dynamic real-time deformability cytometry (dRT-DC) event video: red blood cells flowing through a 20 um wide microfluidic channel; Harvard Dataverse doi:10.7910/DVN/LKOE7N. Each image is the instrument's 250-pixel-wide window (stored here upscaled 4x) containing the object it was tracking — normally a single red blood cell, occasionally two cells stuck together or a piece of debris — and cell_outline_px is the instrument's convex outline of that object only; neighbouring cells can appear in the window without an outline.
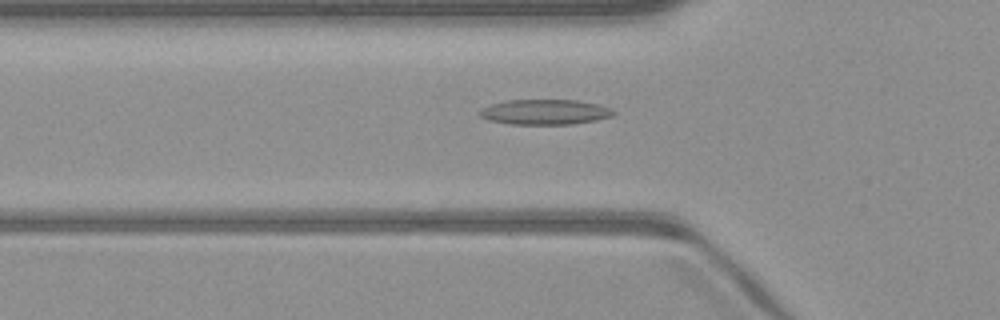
{"species": "common noctule bat (a hibernating species)", "species_latin": "Nyctalus noctula", "temperature_condition": "warm", "stored_images_in_passage": 35, "camera_frame_rate_fps": 3000, "um_per_image_px": 0.085, "animal": {"sex": "male", "body_mass_g": 23.1, "forearm_length_mm": 52.7}, "frame": {"image": 1, "passage_image": 2, "time_ms": 0.333, "image_size_px": [1000, 320], "cell_outline_px": [[616, 112], [612, 116], [596, 120], [572, 124], [508, 124], [488, 120], [480, 116], [480, 108], [504, 100], [576, 100], [600, 104], [612, 108]], "centroid_in_image_um": [46.33, 9.51], "position_along_channel_um": 79.5, "area_um2": 19.77}}
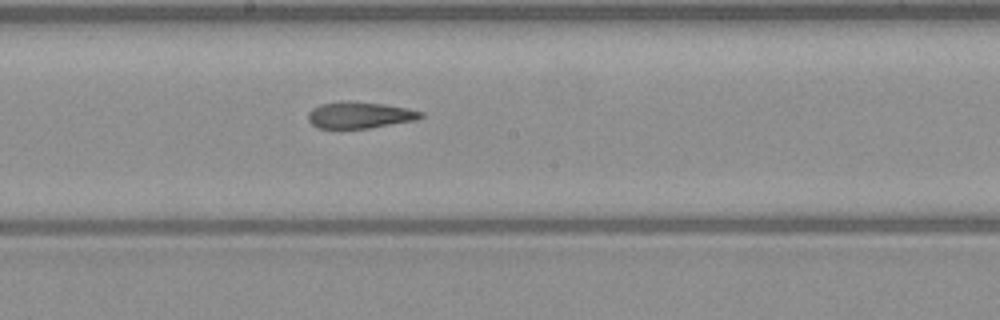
{"frame": {"image": 2, "passage_image": 12, "time_ms": 3.667, "image_size_px": [1000, 320], "cell_outline_px": [[424, 116], [420, 120], [368, 128], [316, 128], [308, 120], [308, 112], [312, 108], [320, 104], [340, 100], [348, 100], [384, 104], [408, 108], [424, 112]], "centroid_in_image_um": [30.6, 9.77], "position_along_channel_um": 217.6, "area_um2": 17.8}}
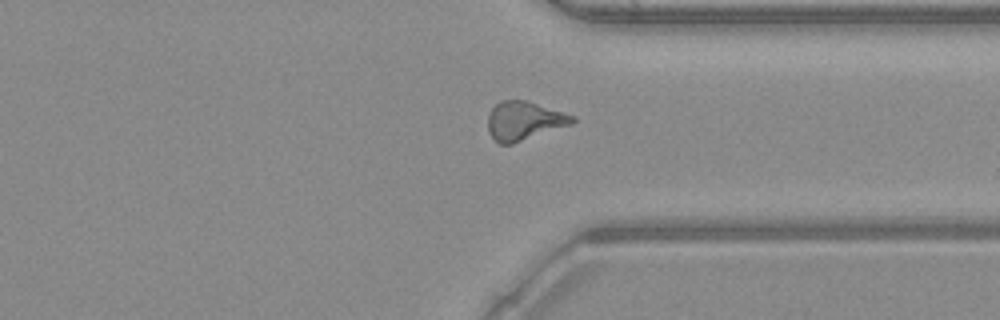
{"frame": {"image": 3, "passage_image": 23, "time_ms": 7.333, "image_size_px": [1000, 320], "cell_outline_px": [[576, 120], [572, 124], [512, 144], [500, 144], [488, 132], [488, 112], [500, 100], [524, 100], [576, 116]], "centroid_in_image_um": [44.54, 10.27], "position_along_channel_um": 366.9, "area_um2": 18.96}, "authors_computed_cell_mechanics": {"area_um2": 18.2648, "velocity_mm_per_s": 4.1004, "shape_relaxation_time_tau1_ms": null, "shape_relaxation_time_tau2_ms": 3.3819, "deformation_change_tau1": null, "deformation_change_tau2": 0.1503}}